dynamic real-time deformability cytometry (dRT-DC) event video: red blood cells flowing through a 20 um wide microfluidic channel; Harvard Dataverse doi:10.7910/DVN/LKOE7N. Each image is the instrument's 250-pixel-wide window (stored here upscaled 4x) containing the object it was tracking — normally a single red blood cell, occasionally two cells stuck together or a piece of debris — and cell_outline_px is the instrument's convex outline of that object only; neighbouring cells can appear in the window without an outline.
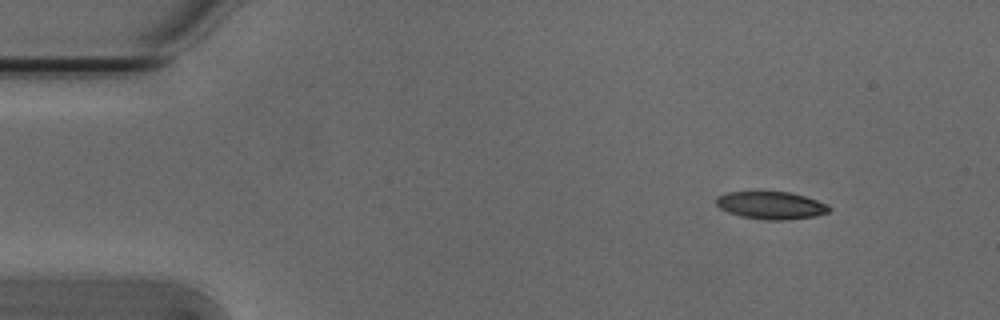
{"species": "Egyptian fruit bat (a non-hibernating species)", "species_latin": "Rousettus aegyptiacus", "temperature_condition": "cold", "stored_images_in_passage": 5, "camera_frame_rate_fps": 3000, "um_per_image_px": 0.085, "animal": {"sex": "male"}, "frame": {"image": 1, "passage_image": 1, "time_ms": 0.0, "image_size_px": [1000, 320], "cell_outline_px": [[832, 208], [828, 212], [816, 216], [788, 220], [768, 220], [740, 216], [728, 212], [720, 208], [716, 204], [716, 196], [724, 192], [792, 192], [828, 204]], "centroid_in_image_um": [65.54, 17.45], "position_along_channel_um": 19.5, "area_um2": 18.26}}
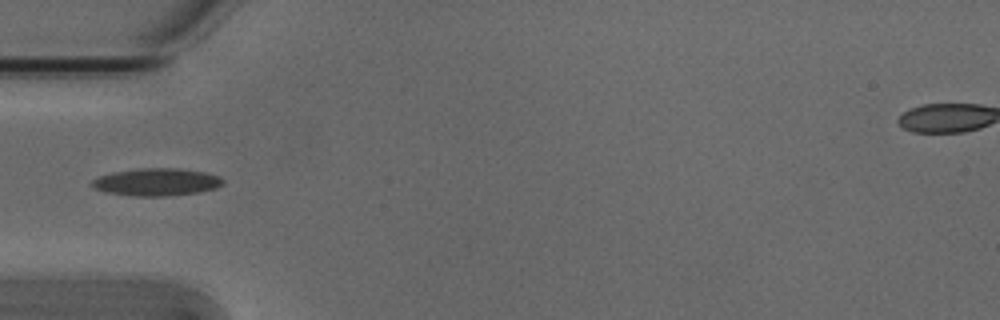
{"frame": {"image": 2, "passage_image": 4, "time_ms": 1.0, "image_size_px": [1000, 320], "cell_outline_px": [[224, 184], [216, 188], [200, 192], [164, 196], [136, 196], [104, 192], [92, 188], [88, 184], [92, 180], [100, 176], [112, 172], [136, 168], [180, 168], [204, 172], [220, 176], [224, 180]], "centroid_in_image_um": [13.28, 15.47], "position_along_channel_um": 71.7, "area_um2": 21.27}}
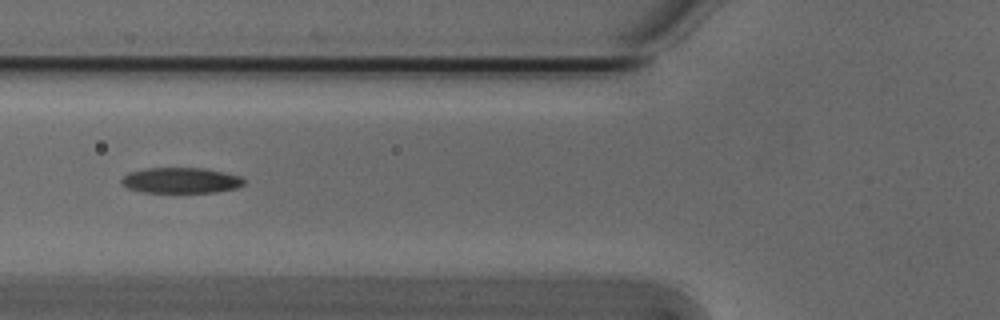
{"frame": {"image": 3, "passage_image": 5, "time_ms": 1.333, "image_size_px": [1000, 320], "cell_outline_px": [[248, 180], [244, 184], [236, 188], [216, 192], [144, 192], [128, 188], [120, 180], [128, 172], [144, 168], [204, 168], [224, 172], [240, 176]], "centroid_in_image_um": [15.41, 15.32], "position_along_channel_um": 110.4, "area_um2": 18.32}}